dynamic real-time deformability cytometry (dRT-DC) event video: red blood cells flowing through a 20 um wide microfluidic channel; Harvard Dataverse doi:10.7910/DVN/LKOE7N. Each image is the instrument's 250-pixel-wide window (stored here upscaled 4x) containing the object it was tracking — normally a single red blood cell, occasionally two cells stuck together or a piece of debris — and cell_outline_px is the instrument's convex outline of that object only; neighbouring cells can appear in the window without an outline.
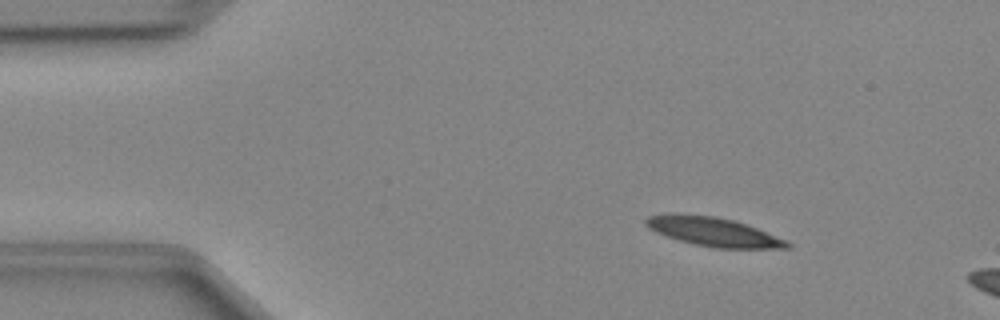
{"species": "Egyptian fruit bat (a non-hibernating species)", "species_latin": "Rousettus aegyptiacus", "temperature_condition": "cold", "stored_images_in_passage": 12, "camera_frame_rate_fps": 3000, "um_per_image_px": 0.085, "animal": {"sex": "female"}, "frame": {"image": 1, "passage_image": 6, "time_ms": 1.667, "image_size_px": [1000, 320], "cell_outline_px": [[792, 244], [788, 248], [716, 248], [696, 244], [680, 240], [656, 232], [648, 228], [644, 224], [644, 220], [648, 216], [672, 212], [676, 212], [716, 216], [736, 220], [788, 240]], "centroid_in_image_um": [60.63, 19.67], "position_along_channel_um": 24.4, "area_um2": 24.1}}